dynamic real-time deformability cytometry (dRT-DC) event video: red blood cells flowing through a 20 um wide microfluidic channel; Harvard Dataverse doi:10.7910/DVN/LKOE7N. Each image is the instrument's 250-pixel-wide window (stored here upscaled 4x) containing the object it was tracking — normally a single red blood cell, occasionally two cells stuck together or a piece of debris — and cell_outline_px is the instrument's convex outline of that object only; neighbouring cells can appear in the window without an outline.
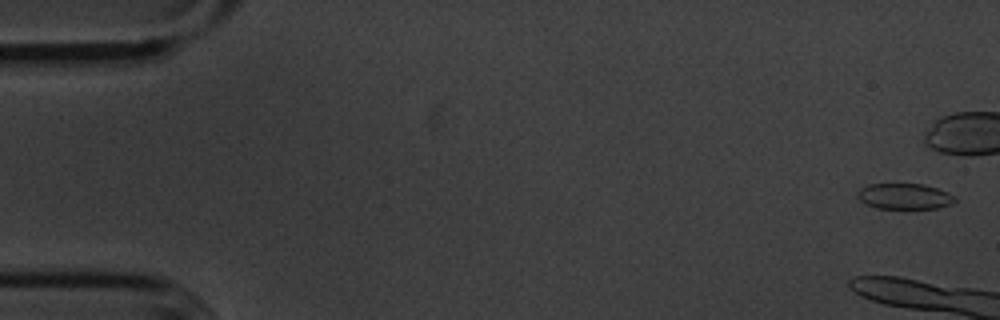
{"species": "common noctule bat (a hibernating species)", "species_latin": "Nyctalus noctula", "temperature_condition": "cold", "stored_images_in_passage": 7, "camera_frame_rate_fps": 3000, "um_per_image_px": 0.085, "animal": {"sex": "male", "body_mass_g": 20.1, "forearm_length_mm": 53.5}, "frame": {"image": 1, "passage_image": 2, "time_ms": 0.333, "image_size_px": [1000, 320], "cell_outline_px": [[956, 200], [952, 204], [936, 208], [876, 208], [860, 200], [856, 196], [860, 188], [868, 184], [924, 184], [948, 192], [956, 196]], "centroid_in_image_um": [76.9, 16.68], "position_along_channel_um": 8.1, "area_um2": 14.57}}